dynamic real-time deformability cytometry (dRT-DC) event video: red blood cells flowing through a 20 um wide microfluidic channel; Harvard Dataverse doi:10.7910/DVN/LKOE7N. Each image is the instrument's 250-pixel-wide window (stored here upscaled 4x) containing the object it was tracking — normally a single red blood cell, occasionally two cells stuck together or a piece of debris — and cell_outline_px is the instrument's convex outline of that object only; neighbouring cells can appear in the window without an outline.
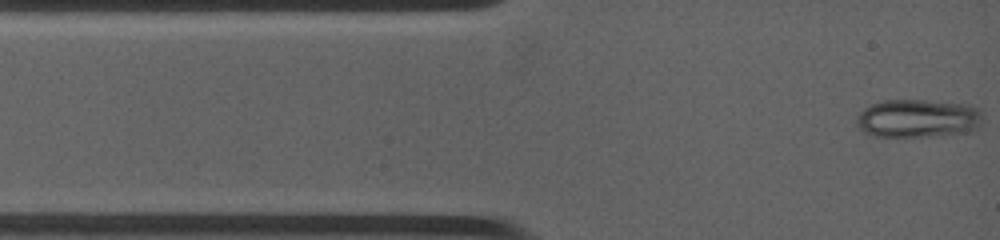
{"species": "common noctule bat (a hibernating species)", "species_latin": "Nyctalus noctula", "temperature_condition": "warm", "stored_images_in_passage": 6, "camera_frame_rate_fps": 4500, "um_per_image_px": 0.085, "animal": {"sex": "female", "body_mass_g": 19.0, "forearm_length_mm": 53.3}, "frame": {"image": 1, "passage_image": 1, "time_ms": 0.0, "image_size_px": [1000, 240], "cell_outline_px": [[980, 124], [976, 128], [964, 132], [928, 136], [880, 136], [864, 132], [856, 124], [856, 116], [864, 108], [872, 104], [884, 100], [928, 100], [964, 104], [976, 108], [980, 120]], "centroid_in_image_um": [77.94, 10.05], "position_along_channel_um": 7.1, "area_um2": 27.57}}